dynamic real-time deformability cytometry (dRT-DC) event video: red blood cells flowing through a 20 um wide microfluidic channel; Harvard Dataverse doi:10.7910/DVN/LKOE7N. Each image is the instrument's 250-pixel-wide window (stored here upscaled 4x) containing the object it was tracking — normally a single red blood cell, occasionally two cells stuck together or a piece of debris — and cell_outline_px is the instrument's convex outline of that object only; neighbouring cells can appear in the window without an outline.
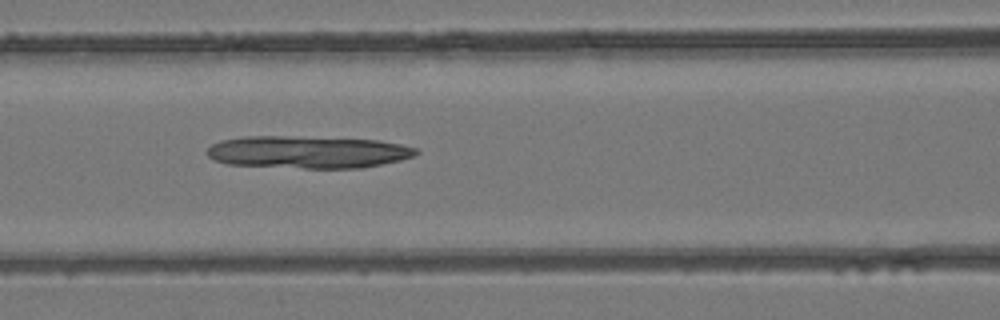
{"species": "common noctule bat (a hibernating species)", "species_latin": "Nyctalus noctula", "temperature_condition": "room temperature", "stored_images_in_passage": 7, "camera_frame_rate_fps": 3000, "um_per_image_px": 0.085, "animal": {"sex": "female", "body_mass_g": 24.6, "forearm_length_mm": 56.2}, "frame": {"image": 1, "passage_image": 7, "time_ms": 7.0, "image_size_px": [1000, 320], "cell_outline_px": [[420, 152], [416, 156], [400, 160], [364, 168], [304, 168], [228, 164], [216, 160], [208, 156], [208, 148], [212, 144], [220, 140], [240, 136], [284, 136], [380, 140], [400, 144], [416, 148]], "centroid_in_image_um": [26.19, 12.92], "position_along_channel_um": 140.4, "area_um2": 39.48}}